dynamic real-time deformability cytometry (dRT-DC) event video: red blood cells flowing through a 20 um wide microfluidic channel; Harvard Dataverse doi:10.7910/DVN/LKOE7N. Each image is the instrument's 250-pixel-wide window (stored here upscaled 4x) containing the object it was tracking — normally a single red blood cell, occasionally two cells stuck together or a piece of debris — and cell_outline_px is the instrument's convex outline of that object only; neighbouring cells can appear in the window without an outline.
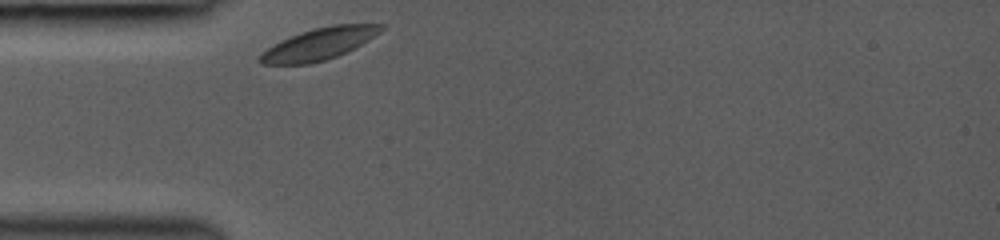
{"species": "common noctule bat (a hibernating species)", "species_latin": "Nyctalus noctula", "temperature_condition": "room temperature", "stored_images_in_passage": 28, "camera_frame_rate_fps": 3000, "um_per_image_px": 0.085, "animal": {"sex": "female", "body_mass_g": 19.0, "forearm_length_mm": 53.3}, "frame": {"image": 1, "passage_image": 1, "time_ms": 0.0, "image_size_px": [1000, 240], "cell_outline_px": [[384, 28], [380, 32], [368, 40], [336, 56], [324, 60], [308, 64], [260, 64], [256, 60], [260, 52], [280, 40], [300, 32], [312, 28], [336, 24], [384, 24]], "centroid_in_image_um": [27.04, 3.73], "position_along_channel_um": 58.0, "area_um2": 22.37}}
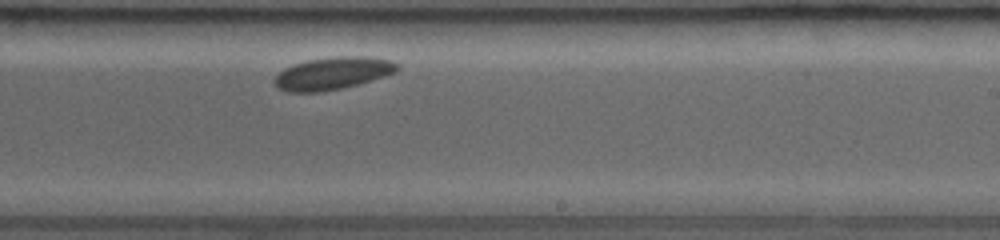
{"frame": {"image": 2, "passage_image": 17, "time_ms": 5.333, "image_size_px": [1000, 240], "cell_outline_px": [[400, 68], [396, 72], [356, 84], [340, 88], [316, 92], [288, 92], [276, 88], [272, 80], [284, 68], [292, 64], [308, 60], [336, 56], [364, 56], [388, 60], [400, 64]], "centroid_in_image_um": [28.23, 6.22], "position_along_channel_um": 260.8, "area_um2": 23.06}}
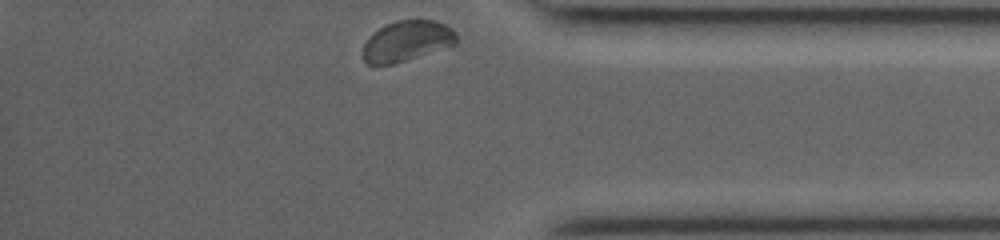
{"frame": {"image": 3, "passage_image": 28, "time_ms": 9.0, "image_size_px": [1000, 240], "cell_outline_px": [[460, 40], [456, 44], [392, 64], [368, 64], [364, 60], [364, 44], [380, 28], [396, 20], [436, 20], [452, 28], [456, 32]], "centroid_in_image_um": [34.66, 3.47], "position_along_channel_um": 400.5, "area_um2": 21.68}}